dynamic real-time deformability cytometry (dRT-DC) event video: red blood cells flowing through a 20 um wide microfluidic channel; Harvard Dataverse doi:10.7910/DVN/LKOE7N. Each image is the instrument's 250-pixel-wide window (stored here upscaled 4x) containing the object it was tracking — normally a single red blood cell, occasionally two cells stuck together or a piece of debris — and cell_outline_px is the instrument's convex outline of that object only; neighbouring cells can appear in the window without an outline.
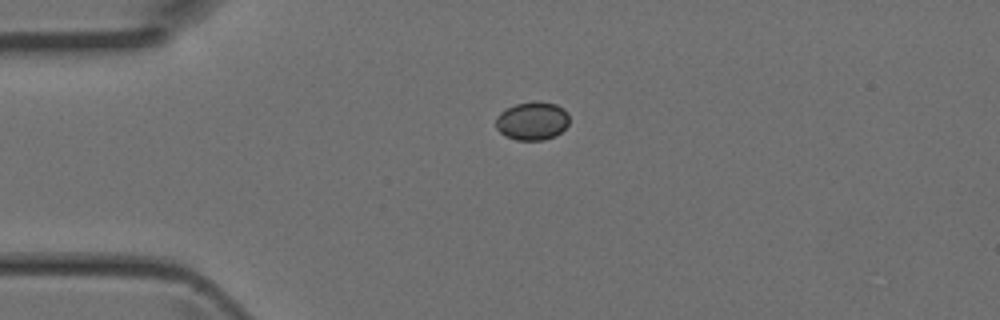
{"species": "Egyptian fruit bat (a non-hibernating species)", "species_latin": "Rousettus aegyptiacus", "temperature_condition": "room temperature", "stored_images_in_passage": 2, "camera_frame_rate_fps": 3000, "um_per_image_px": 0.085, "animal": {"sex": "female"}, "frame": {"image": 1, "passage_image": 1, "time_ms": 0.0, "image_size_px": [1000, 320], "cell_outline_px": [[568, 124], [556, 136], [544, 140], [516, 140], [504, 136], [496, 128], [496, 116], [504, 108], [516, 104], [532, 100], [536, 100], [556, 104], [564, 108], [568, 112]], "centroid_in_image_um": [45.22, 10.26], "position_along_channel_um": 39.8, "area_um2": 16.76}}